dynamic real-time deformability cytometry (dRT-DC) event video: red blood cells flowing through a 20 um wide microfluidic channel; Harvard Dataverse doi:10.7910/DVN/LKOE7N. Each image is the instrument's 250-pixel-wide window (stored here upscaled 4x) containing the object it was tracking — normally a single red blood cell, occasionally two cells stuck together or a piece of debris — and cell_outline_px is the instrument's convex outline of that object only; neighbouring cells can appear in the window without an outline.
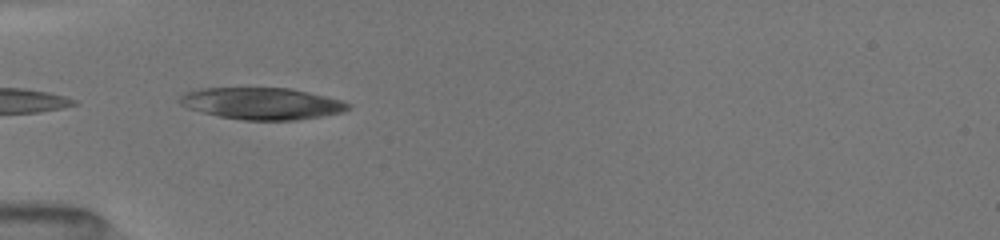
{"species": "common noctule bat (a hibernating species)", "species_latin": "Nyctalus noctula", "temperature_condition": "room temperature", "stored_images_in_passage": 3, "camera_frame_rate_fps": 3000, "um_per_image_px": 0.085, "animal": {"sex": "female", "body_mass_g": 19.5, "forearm_length_mm": 54.1}, "frame": {"image": 1, "passage_image": 1, "time_ms": 0.0, "image_size_px": [1000, 240], "cell_outline_px": [[352, 104], [344, 112], [296, 120], [244, 120], [220, 116], [200, 112], [188, 108], [180, 104], [176, 100], [180, 92], [200, 88], [288, 88], [308, 92], [340, 100]], "centroid_in_image_um": [22.17, 8.79], "position_along_channel_um": 62.8, "area_um2": 31.33}}
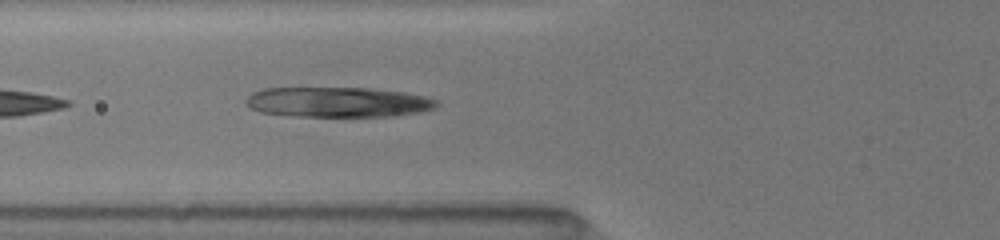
{"frame": {"image": 2, "passage_image": 3, "time_ms": 1.0, "image_size_px": [1000, 240], "cell_outline_px": [[440, 104], [436, 108], [420, 112], [396, 116], [296, 116], [260, 112], [252, 108], [244, 100], [252, 92], [264, 88], [368, 88], [404, 92], [424, 96], [440, 100]], "centroid_in_image_um": [28.78, 8.68], "position_along_channel_um": 97.0, "area_um2": 33.58}}